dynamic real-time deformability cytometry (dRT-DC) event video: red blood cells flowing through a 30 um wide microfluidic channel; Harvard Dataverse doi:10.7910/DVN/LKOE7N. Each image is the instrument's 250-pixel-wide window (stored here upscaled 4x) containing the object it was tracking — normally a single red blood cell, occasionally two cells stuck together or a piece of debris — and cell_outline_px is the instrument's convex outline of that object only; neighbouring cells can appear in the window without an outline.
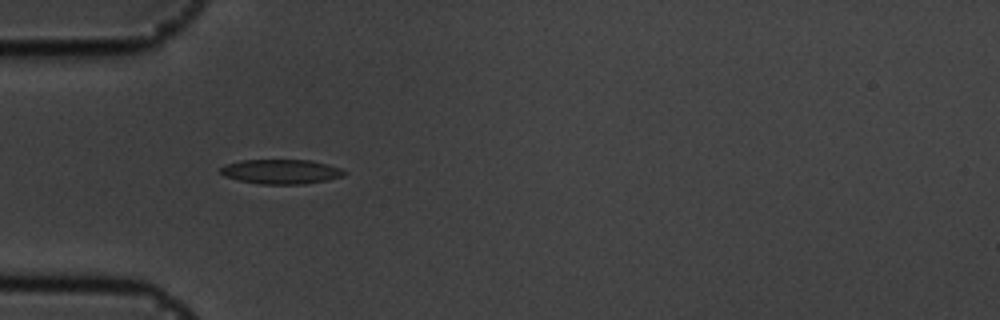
{"species": "common noctule bat (a hibernating species)", "species_latin": "Nyctalus noctula", "temperature_condition": "cold", "stored_images_in_passage": 43, "camera_frame_rate_fps": 3000, "um_per_image_px": 0.085, "animal": {"sex": "male", "body_mass_g": 19.5, "forearm_length_mm": 54.6}, "frame": {"image": 1, "passage_image": 5, "time_ms": 1.333, "image_size_px": [1000, 320], "cell_outline_px": [[348, 172], [344, 176], [304, 184], [260, 184], [240, 180], [224, 176], [220, 172], [220, 168], [228, 164], [240, 160], [312, 160], [328, 164], [340, 168]], "centroid_in_image_um": [23.92, 14.58], "position_along_channel_um": 61.1, "area_um2": 17.63}}
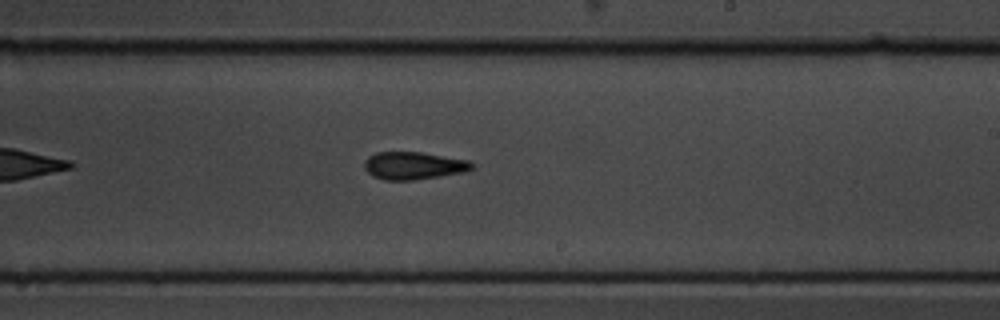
{"frame": {"image": 2, "passage_image": 21, "time_ms": 6.667, "image_size_px": [1000, 320], "cell_outline_px": [[472, 168], [464, 172], [412, 180], [384, 180], [372, 176], [364, 168], [364, 160], [368, 156], [376, 152], [420, 152], [468, 160], [472, 164]], "centroid_in_image_um": [35.09, 14.07], "position_along_channel_um": 253.9, "area_um2": 17.17}}
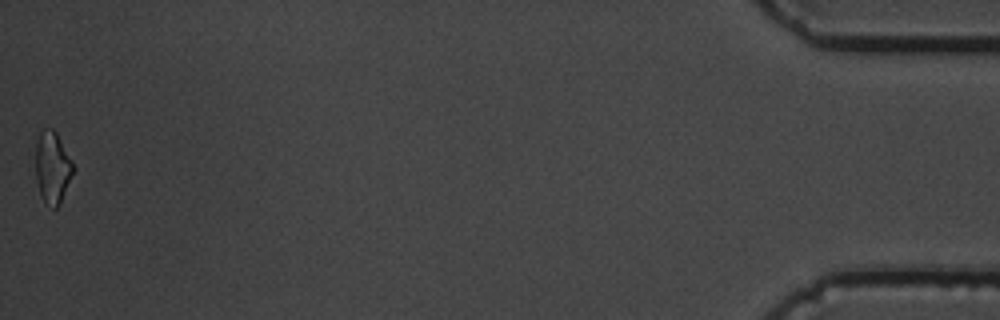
{"frame": {"image": 3, "passage_image": 43, "time_ms": 14.0, "image_size_px": [1000, 320], "cell_outline_px": [[76, 168], [60, 204], [56, 208], [52, 208], [44, 204], [40, 196], [36, 180], [36, 144], [40, 132], [44, 128], [52, 128], [56, 132], [72, 160]], "centroid_in_image_um": [4.47, 14.27], "position_along_channel_um": 430.7, "area_um2": 16.07}, "authors_computed_cell_mechanics": {"area_um2": 17.1088, "velocity_mm_per_s": 3.6762, "shape_relaxation_time_tau1_ms": 5.8997, "shape_relaxation_time_tau2_ms": 5.2445, "deformation_change_tau1": 0.1331, "deformation_change_tau2": 0.1195}}